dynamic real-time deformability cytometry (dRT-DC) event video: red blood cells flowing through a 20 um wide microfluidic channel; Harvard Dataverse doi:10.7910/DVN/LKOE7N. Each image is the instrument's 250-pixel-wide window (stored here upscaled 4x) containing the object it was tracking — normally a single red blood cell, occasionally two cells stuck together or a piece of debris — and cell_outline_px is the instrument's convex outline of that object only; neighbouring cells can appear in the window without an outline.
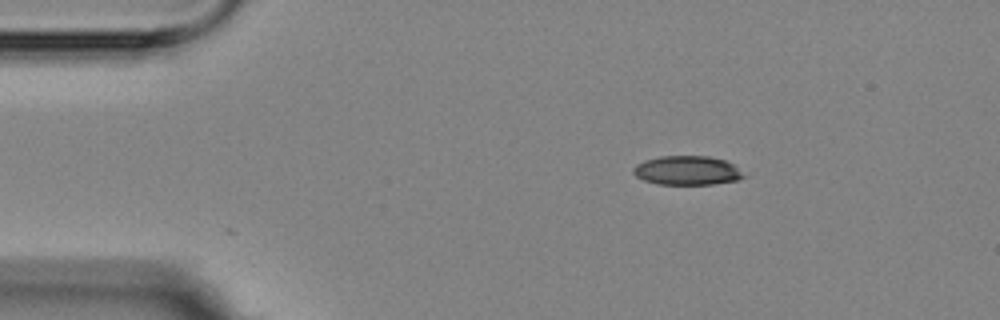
{"species": "Egyptian fruit bat (a non-hibernating species)", "species_latin": "Rousettus aegyptiacus", "temperature_condition": "room temperature", "stored_images_in_passage": 5, "camera_frame_rate_fps": 3000, "um_per_image_px": 0.085, "animal": {"sex": "female"}, "frame": {"image": 1, "passage_image": 3, "time_ms": 2.333, "image_size_px": [1000, 320], "cell_outline_px": [[748, 176], [736, 180], [712, 184], [660, 184], [644, 180], [636, 176], [632, 172], [632, 168], [636, 164], [644, 160], [660, 156], [708, 156], [724, 160], [732, 164]], "centroid_in_image_um": [58.39, 14.48], "position_along_channel_um": 26.6, "area_um2": 18.67}}
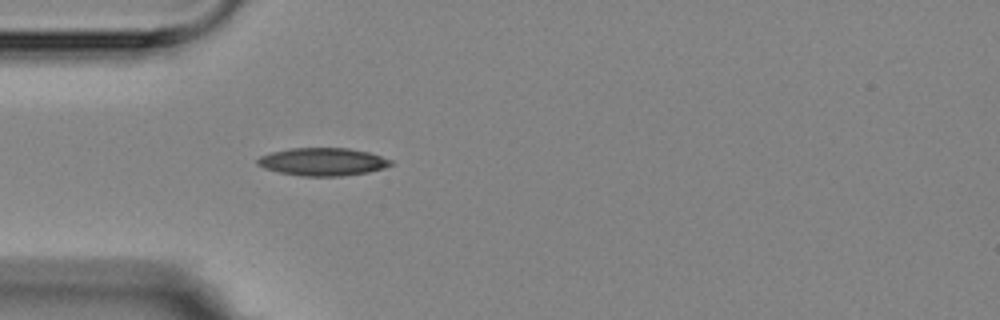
{"frame": {"image": 2, "passage_image": 5, "time_ms": 4.667, "image_size_px": [1000, 320], "cell_outline_px": [[392, 164], [384, 168], [368, 172], [340, 176], [300, 176], [280, 172], [264, 168], [256, 164], [256, 160], [260, 156], [272, 152], [292, 148], [348, 148], [368, 152], [392, 160]], "centroid_in_image_um": [27.41, 13.75], "position_along_channel_um": 57.6, "area_um2": 21.5}}